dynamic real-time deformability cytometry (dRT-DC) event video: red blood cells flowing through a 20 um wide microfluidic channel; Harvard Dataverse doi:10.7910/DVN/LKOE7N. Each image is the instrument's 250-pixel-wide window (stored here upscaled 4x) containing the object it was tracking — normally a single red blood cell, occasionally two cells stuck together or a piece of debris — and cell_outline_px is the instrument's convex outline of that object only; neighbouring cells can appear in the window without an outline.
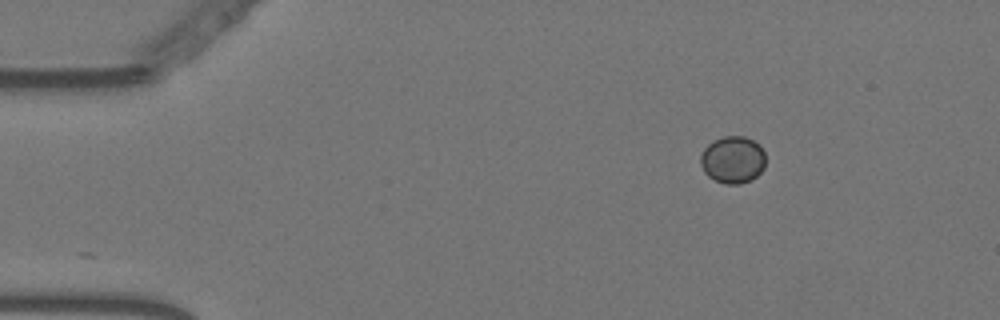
{"species": "Egyptian fruit bat (a non-hibernating species)", "species_latin": "Rousettus aegyptiacus", "temperature_condition": "warm", "stored_images_in_passage": 27, "camera_frame_rate_fps": 3000, "um_per_image_px": 0.085, "animal": {"sex": "female"}, "frame": {"image": 1, "passage_image": 1, "time_ms": 0.0, "image_size_px": [1000, 320], "cell_outline_px": [[764, 168], [752, 180], [740, 184], [724, 184], [708, 176], [704, 172], [700, 164], [700, 156], [704, 148], [708, 144], [724, 136], [744, 136], [760, 144], [764, 152]], "centroid_in_image_um": [62.28, 13.58], "position_along_channel_um": 22.7, "area_um2": 17.92}}
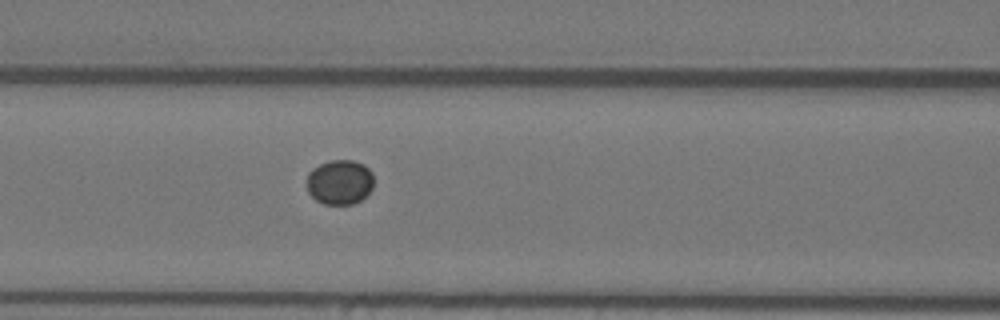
{"frame": {"image": 2, "passage_image": 17, "time_ms": 5.333, "image_size_px": [1000, 320], "cell_outline_px": [[372, 188], [360, 200], [352, 204], [324, 204], [316, 200], [308, 192], [308, 172], [312, 168], [320, 164], [332, 160], [352, 160], [364, 164], [372, 172]], "centroid_in_image_um": [28.87, 15.47], "position_along_channel_um": 137.7, "area_um2": 17.34}}
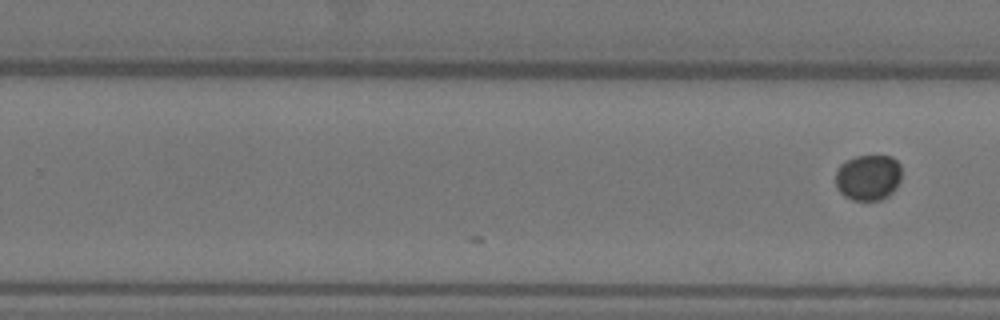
{"frame": {"image": 3, "passage_image": 27, "time_ms": 8.667, "image_size_px": [1000, 320], "cell_outline_px": [[900, 180], [896, 188], [888, 196], [880, 200], [852, 200], [844, 196], [836, 188], [836, 172], [840, 164], [856, 156], [892, 156], [900, 164]], "centroid_in_image_um": [73.79, 15.09], "position_along_channel_um": 256.0, "area_um2": 17.69}}